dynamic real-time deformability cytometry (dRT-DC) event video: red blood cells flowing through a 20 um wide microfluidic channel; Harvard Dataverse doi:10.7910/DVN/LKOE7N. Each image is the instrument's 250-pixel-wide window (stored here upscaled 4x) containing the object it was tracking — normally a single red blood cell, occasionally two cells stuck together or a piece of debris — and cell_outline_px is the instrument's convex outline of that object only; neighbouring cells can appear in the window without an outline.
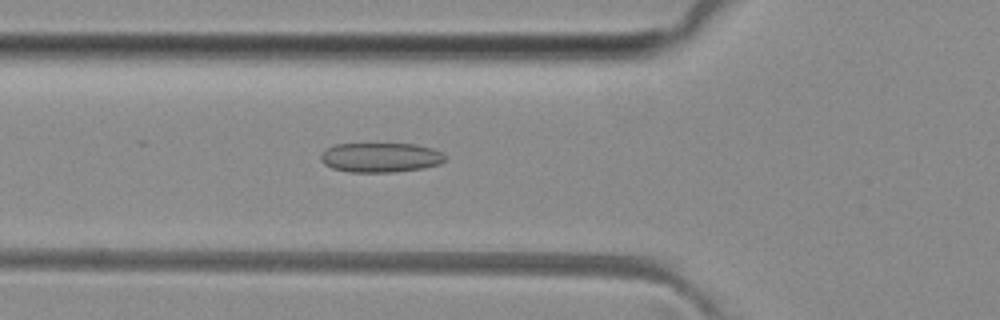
{"species": "common noctule bat (a hibernating species)", "species_latin": "Nyctalus noctula", "temperature_condition": "room temperature", "stored_images_in_passage": 34, "camera_frame_rate_fps": 3000, "um_per_image_px": 0.085, "animal": {"sex": "female", "body_mass_g": 29.2, "forearm_length_mm": 56.3}, "frame": {"image": 1, "passage_image": 9, "time_ms": 2.667, "image_size_px": [1000, 320], "cell_outline_px": [[448, 156], [440, 164], [424, 168], [392, 172], [348, 172], [332, 168], [324, 164], [320, 160], [320, 156], [324, 148], [336, 144], [416, 144], [432, 148]], "centroid_in_image_um": [32.33, 13.38], "position_along_channel_um": 93.5, "area_um2": 21.62}}
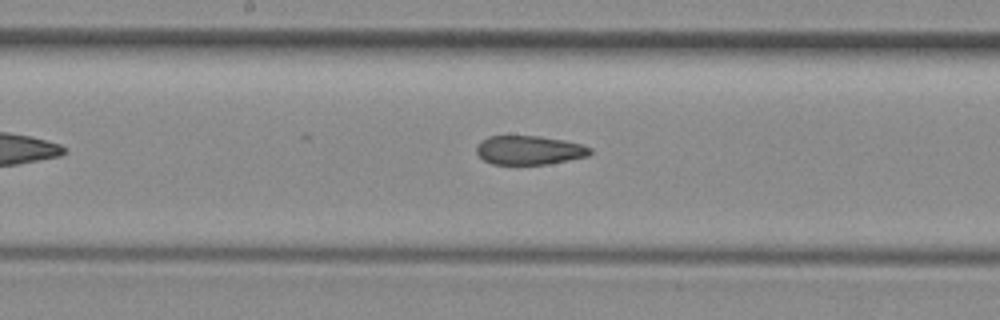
{"frame": {"image": 2, "passage_image": 17, "time_ms": 5.333, "image_size_px": [1000, 320], "cell_outline_px": [[592, 152], [588, 156], [548, 164], [492, 164], [484, 160], [476, 152], [476, 144], [480, 140], [488, 136], [540, 136], [564, 140], [580, 144], [592, 148]], "centroid_in_image_um": [44.96, 12.76], "position_along_channel_um": 203.2, "area_um2": 19.25}}
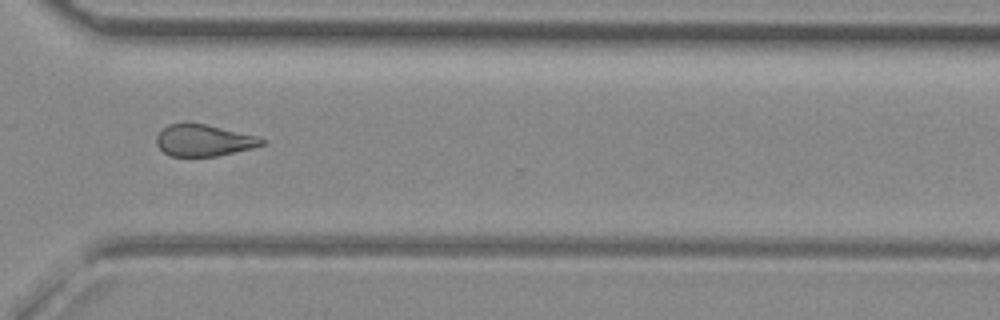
{"frame": {"image": 3, "passage_image": 28, "time_ms": 9.0, "image_size_px": [1000, 320], "cell_outline_px": [[264, 144], [256, 148], [216, 156], [168, 156], [156, 144], [156, 136], [168, 124], [184, 120], [188, 120], [256, 136], [264, 140]], "centroid_in_image_um": [17.28, 11.91], "position_along_channel_um": 353.3, "area_um2": 19.77}, "authors_computed_cell_mechanics": {"area_um2": 20.3456, "velocity_mm_per_s": 4.1029, "shape_relaxation_time_tau1_ms": null, "shape_relaxation_time_tau2_ms": 2.8603, "deformation_change_tau1": null, "deformation_change_tau2": 0.1107}}